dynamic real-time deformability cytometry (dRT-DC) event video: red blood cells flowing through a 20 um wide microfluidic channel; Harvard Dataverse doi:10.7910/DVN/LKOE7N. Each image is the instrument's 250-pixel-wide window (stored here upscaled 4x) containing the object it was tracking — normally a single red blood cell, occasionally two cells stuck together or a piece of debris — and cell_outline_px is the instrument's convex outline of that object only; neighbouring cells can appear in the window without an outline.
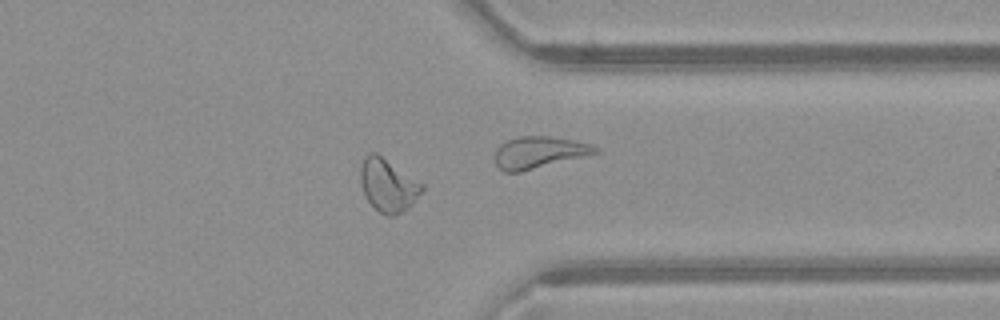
{"species": "common noctule bat (a hibernating species)", "species_latin": "Nyctalus noctula", "temperature_condition": "warm", "stored_images_in_passage": 46, "camera_frame_rate_fps": 3000, "um_per_image_px": 0.085, "animal": {"sex": "female", "body_mass_g": 21.9}, "frame": {"image": 1, "passage_image": 34, "time_ms": 11.0, "image_size_px": [1000, 320], "cell_outline_px": [[424, 188], [412, 204], [408, 208], [392, 216], [388, 216], [380, 212], [368, 200], [364, 192], [360, 180], [360, 164], [364, 156], [368, 152], [376, 152], [424, 184]], "centroid_in_image_um": [32.97, 15.7], "position_along_channel_um": 378.4, "area_um2": 18.84}}
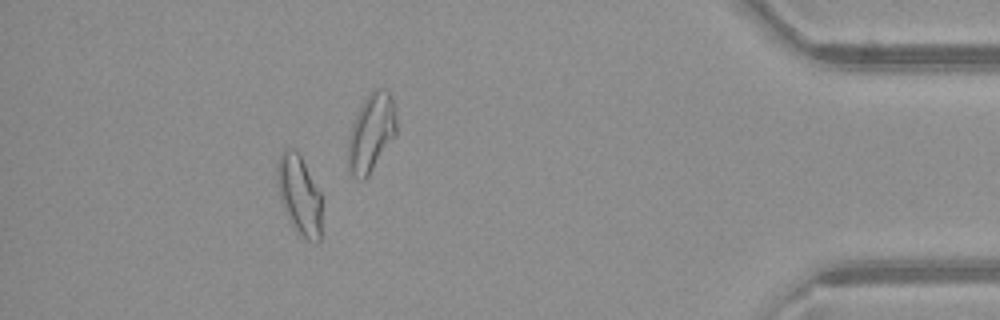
{"frame": {"image": 2, "passage_image": 40, "time_ms": 13.0, "image_size_px": [1000, 320], "cell_outline_px": [[320, 240], [316, 244], [300, 236], [296, 232], [280, 200], [276, 184], [276, 164], [284, 148], [292, 148], [300, 152], [320, 192]], "centroid_in_image_um": [25.41, 16.52], "position_along_channel_um": 409.8, "area_um2": 20.92}, "authors_computed_cell_mechanics": {"area_um2": 18.8428, "velocity_mm_per_s": 4.0785, "shape_relaxation_time_tau1_ms": 7.0905, "shape_relaxation_time_tau2_ms": 1.5302, "deformation_change_tau1": 0.1644, "deformation_change_tau2": 0.0784}}